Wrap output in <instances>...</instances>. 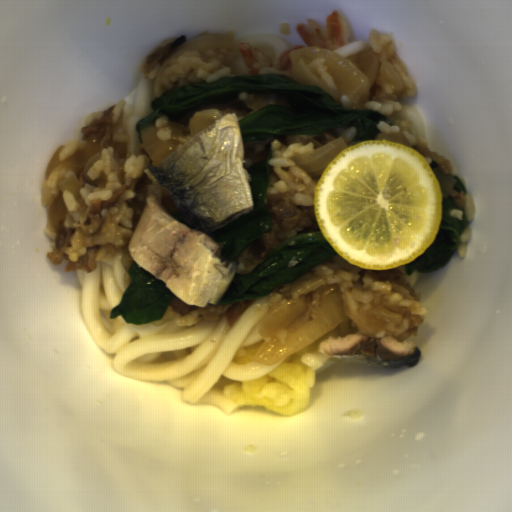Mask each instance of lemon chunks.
<instances>
[{
    "label": "lemon chunks",
    "mask_w": 512,
    "mask_h": 512,
    "mask_svg": "<svg viewBox=\"0 0 512 512\" xmlns=\"http://www.w3.org/2000/svg\"><path fill=\"white\" fill-rule=\"evenodd\" d=\"M442 208L443 188L430 162L397 142L369 139L340 151L314 190L323 237L365 270H393L426 253Z\"/></svg>",
    "instance_id": "lemon-chunks-1"
}]
</instances>
